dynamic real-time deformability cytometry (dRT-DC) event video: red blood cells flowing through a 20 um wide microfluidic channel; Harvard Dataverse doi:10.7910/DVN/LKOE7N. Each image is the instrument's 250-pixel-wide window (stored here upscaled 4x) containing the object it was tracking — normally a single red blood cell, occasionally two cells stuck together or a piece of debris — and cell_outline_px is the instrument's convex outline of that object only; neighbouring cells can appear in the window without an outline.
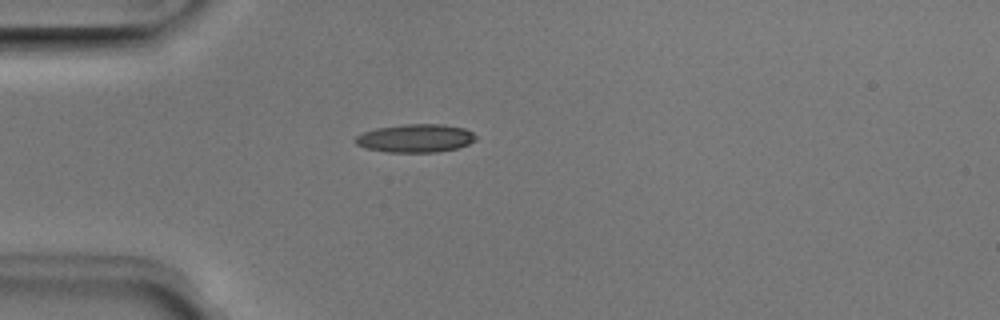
{"species": "Egyptian fruit bat (a non-hibernating species)", "species_latin": "Rousettus aegyptiacus", "temperature_condition": "room temperature", "stored_images_in_passage": 19, "camera_frame_rate_fps": 3000, "um_per_image_px": 0.085, "animal": {"sex": "male"}, "frame": {"image": 1, "passage_image": 1, "time_ms": 0.0, "image_size_px": [1000, 320], "cell_outline_px": [[476, 140], [468, 144], [456, 148], [436, 152], [388, 152], [364, 148], [356, 144], [352, 140], [356, 136], [364, 132], [376, 128], [404, 124], [444, 124], [464, 128], [472, 132], [476, 136]], "centroid_in_image_um": [35.29, 11.75], "position_along_channel_um": 49.7, "area_um2": 19.88}}
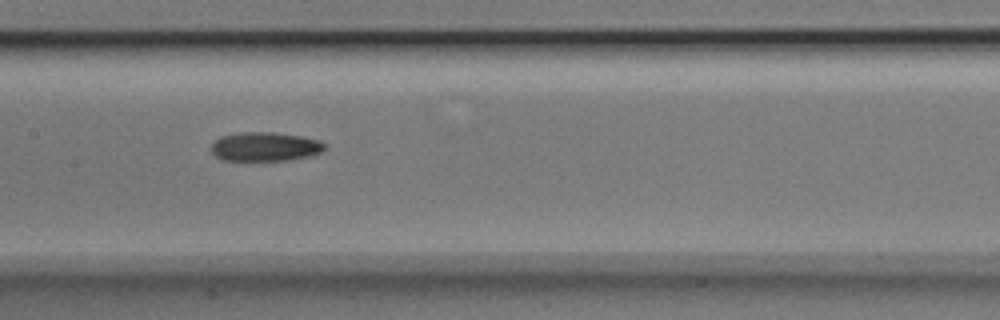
{"frame": {"image": 2, "passage_image": 12, "time_ms": 3.667, "image_size_px": [1000, 320], "cell_outline_px": [[328, 148], [320, 152], [308, 156], [288, 160], [224, 160], [216, 156], [212, 152], [212, 144], [220, 136], [240, 132], [272, 132], [300, 136], [320, 140], [328, 144]], "centroid_in_image_um": [22.57, 12.45], "position_along_channel_um": 184.8, "area_um2": 19.19}}
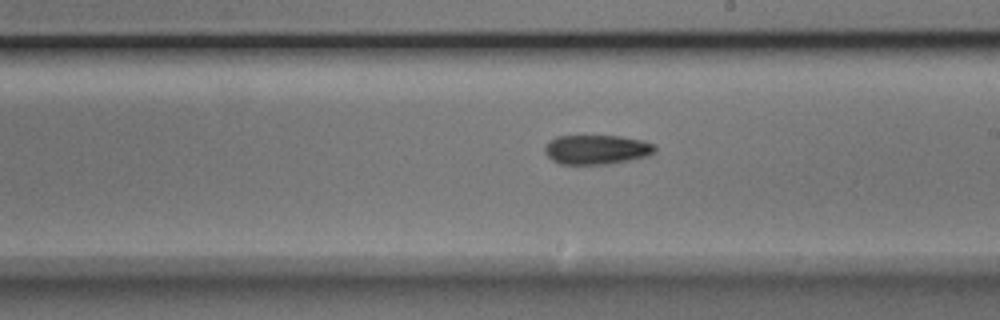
{"frame": {"image": 3, "passage_image": 16, "time_ms": 5.0, "image_size_px": [1000, 320], "cell_outline_px": [[656, 152], [648, 156], [608, 164], [560, 164], [552, 160], [544, 152], [544, 148], [548, 140], [556, 136], [620, 136], [644, 140], [656, 144]], "centroid_in_image_um": [50.73, 12.7], "position_along_channel_um": 238.3, "area_um2": 19.13}}